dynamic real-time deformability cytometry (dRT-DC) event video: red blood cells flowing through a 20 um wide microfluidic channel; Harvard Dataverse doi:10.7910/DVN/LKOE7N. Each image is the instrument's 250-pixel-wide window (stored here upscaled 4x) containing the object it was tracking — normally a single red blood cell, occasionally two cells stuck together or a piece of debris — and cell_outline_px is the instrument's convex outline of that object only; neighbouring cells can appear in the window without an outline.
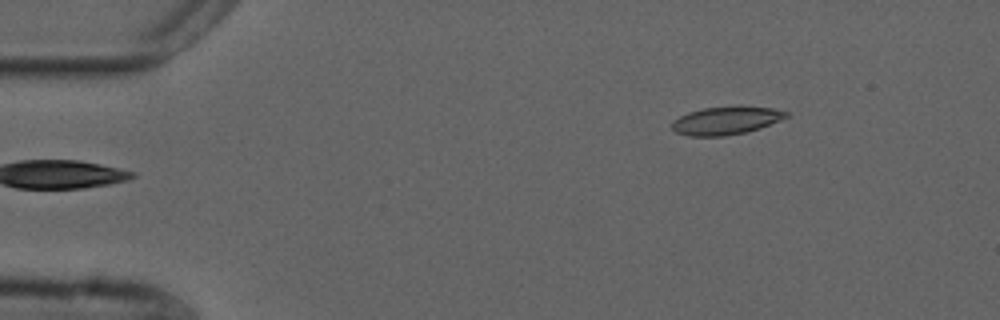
{"species": "common noctule bat (a hibernating species)", "species_latin": "Nyctalus noctula", "temperature_condition": "cold", "stored_images_in_passage": 48, "camera_frame_rate_fps": 3000, "um_per_image_px": 0.085, "animal": {"sex": "male", "forearm_length_mm": 52.5}, "frame": {"image": 1, "passage_image": 1, "time_ms": 0.0, "image_size_px": [1000, 320], "cell_outline_px": [[788, 116], [780, 120], [760, 128], [748, 132], [724, 136], [688, 136], [676, 132], [672, 128], [672, 120], [688, 112], [704, 108], [740, 104], [772, 108], [788, 112]], "centroid_in_image_um": [61.72, 10.22], "position_along_channel_um": 23.3, "area_um2": 19.07}}
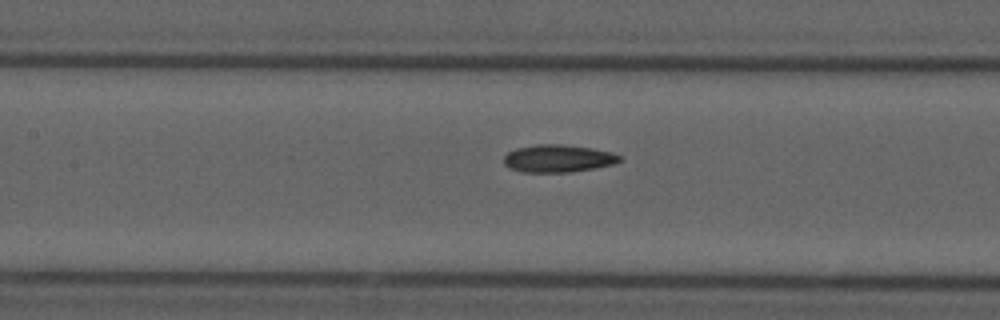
{"frame": {"image": 2, "passage_image": 18, "time_ms": 5.667, "image_size_px": [1000, 320], "cell_outline_px": [[624, 160], [612, 164], [572, 172], [520, 172], [508, 168], [504, 164], [504, 156], [508, 152], [516, 148], [536, 144], [560, 144], [592, 148], [612, 152], [620, 156]], "centroid_in_image_um": [47.41, 13.47], "position_along_channel_um": 160.0, "area_um2": 18.67}}
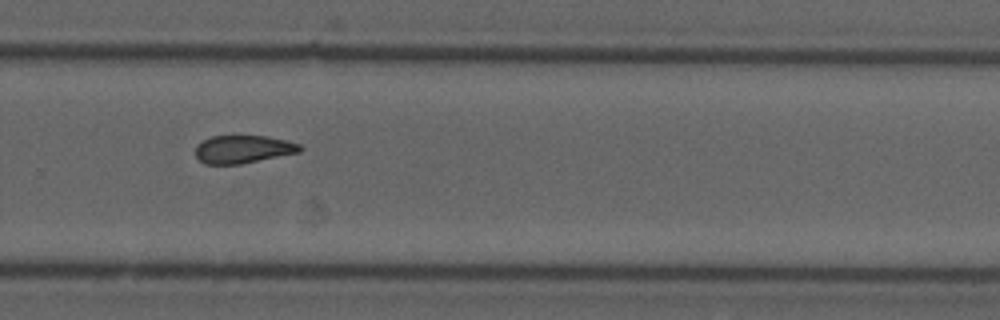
{"frame": {"image": 3, "passage_image": 30, "time_ms": 9.667, "image_size_px": [1000, 320], "cell_outline_px": [[304, 148], [300, 152], [240, 164], [204, 164], [196, 156], [196, 144], [212, 136], [268, 136], [300, 144]], "centroid_in_image_um": [20.67, 12.68], "position_along_channel_um": 309.1, "area_um2": 16.94}, "authors_computed_cell_mechanics": {"area_um2": 18.2648, "velocity_mm_per_s": 3.7406, "shape_relaxation_time_tau1_ms": null, "shape_relaxation_time_tau2_ms": 5.7114, "deformation_change_tau1": null, "deformation_change_tau2": 0.129}}